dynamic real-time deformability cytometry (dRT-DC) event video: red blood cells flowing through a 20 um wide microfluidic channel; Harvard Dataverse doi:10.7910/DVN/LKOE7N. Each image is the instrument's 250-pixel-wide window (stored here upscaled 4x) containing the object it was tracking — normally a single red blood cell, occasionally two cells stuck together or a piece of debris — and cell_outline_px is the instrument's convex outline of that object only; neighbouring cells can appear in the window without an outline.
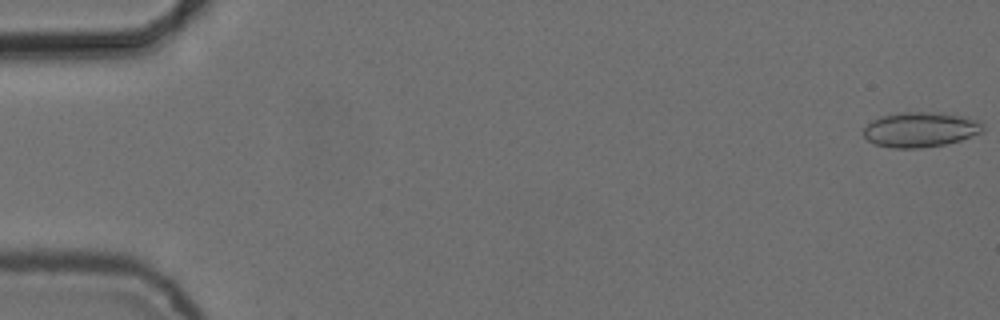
{"species": "common noctule bat (a hibernating species)", "species_latin": "Nyctalus noctula", "temperature_condition": "cold", "stored_images_in_passage": 13, "camera_frame_rate_fps": 3000, "um_per_image_px": 0.085, "animal": {"sex": "female", "body_mass_g": 24.6, "forearm_length_mm": 56.2}, "frame": {"image": 1, "passage_image": 1, "time_ms": 0.0, "image_size_px": [1000, 320], "cell_outline_px": [[984, 128], [980, 132], [960, 140], [944, 144], [920, 148], [892, 148], [876, 144], [868, 140], [864, 136], [864, 128], [872, 120], [880, 116], [900, 112], [940, 112], [964, 116], [980, 120]], "centroid_in_image_um": [78.23, 11.0], "position_along_channel_um": 6.8, "area_um2": 24.33}}